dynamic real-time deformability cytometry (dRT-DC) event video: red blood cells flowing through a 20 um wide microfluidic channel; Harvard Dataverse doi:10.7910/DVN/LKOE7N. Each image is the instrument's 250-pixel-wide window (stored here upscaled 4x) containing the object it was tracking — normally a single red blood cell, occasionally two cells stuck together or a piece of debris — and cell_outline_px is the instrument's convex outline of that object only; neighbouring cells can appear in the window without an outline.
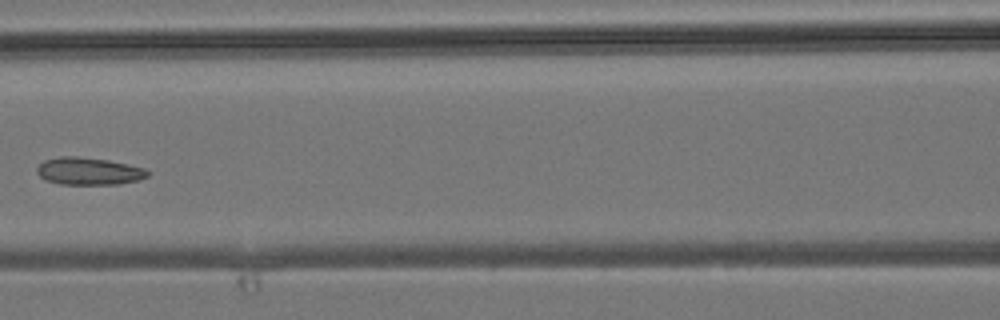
{"species": "common noctule bat (a hibernating species)", "species_latin": "Nyctalus noctula", "temperature_condition": "room temperature", "stored_images_in_passage": 6, "camera_frame_rate_fps": 3000, "um_per_image_px": 0.085, "animal": {"sex": "male", "body_mass_g": 19.2, "forearm_length_mm": 51.8}, "frame": {"image": 1, "passage_image": 5, "time_ms": 5.667, "image_size_px": [1000, 320], "cell_outline_px": [[152, 172], [148, 176], [140, 180], [120, 184], [60, 184], [44, 180], [36, 172], [36, 168], [44, 160], [60, 156], [76, 156], [108, 160], [128, 164], [144, 168]], "centroid_in_image_um": [7.56, 14.55], "position_along_channel_um": 159.0, "area_um2": 17.86}}
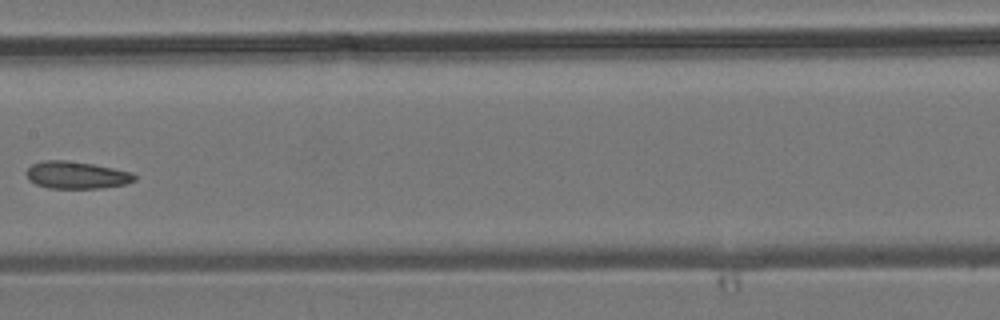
{"frame": {"image": 2, "passage_image": 6, "time_ms": 6.667, "image_size_px": [1000, 320], "cell_outline_px": [[136, 180], [124, 184], [100, 188], [48, 188], [36, 184], [28, 180], [28, 168], [32, 164], [44, 160], [64, 160], [92, 164], [132, 172], [136, 176]], "centroid_in_image_um": [6.5, 14.88], "position_along_channel_um": 200.9, "area_um2": 16.99}}